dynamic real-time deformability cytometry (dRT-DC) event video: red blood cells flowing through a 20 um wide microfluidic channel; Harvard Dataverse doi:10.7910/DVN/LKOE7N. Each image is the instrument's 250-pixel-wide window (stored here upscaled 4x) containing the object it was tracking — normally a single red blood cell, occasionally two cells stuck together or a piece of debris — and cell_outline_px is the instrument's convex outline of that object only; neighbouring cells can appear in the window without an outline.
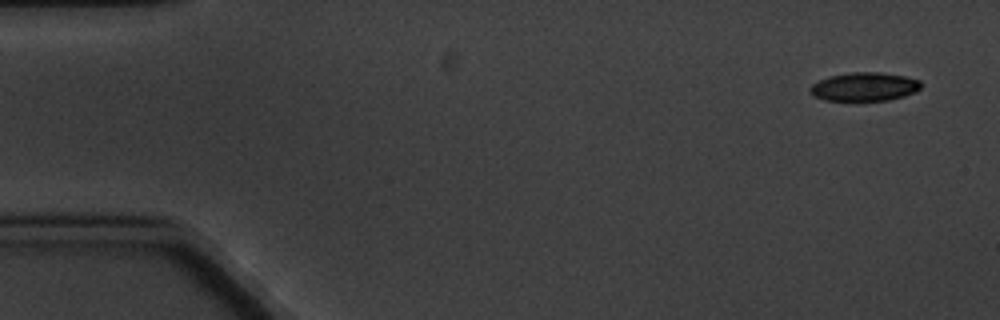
{"species": "common noctule bat (a hibernating species)", "species_latin": "Nyctalus noctula", "temperature_condition": "cold", "stored_images_in_passage": 10, "camera_frame_rate_fps": 3000, "um_per_image_px": 0.085, "animal": {"sex": "male", "body_mass_g": 20.1, "forearm_length_mm": 53.5}, "frame": {"image": 1, "passage_image": 1, "time_ms": 0.0, "image_size_px": [1000, 320], "cell_outline_px": [[920, 88], [916, 92], [904, 96], [888, 100], [824, 100], [812, 96], [808, 92], [808, 88], [812, 84], [828, 76], [852, 72], [880, 72], [904, 76], [920, 80]], "centroid_in_image_um": [73.43, 7.37], "position_along_channel_um": 11.6, "area_um2": 18.55}}
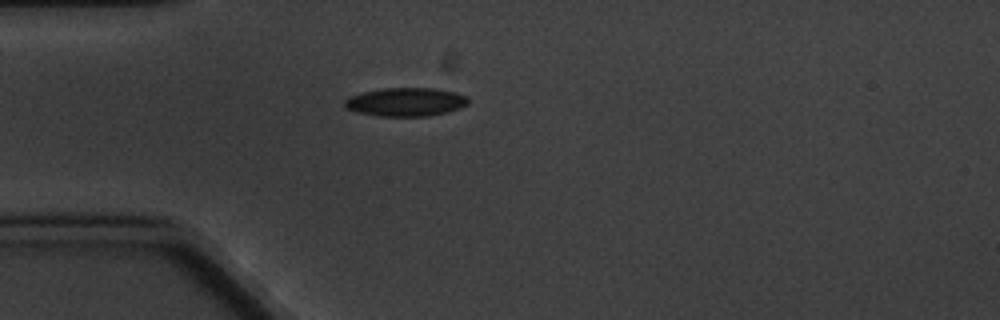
{"frame": {"image": 2, "passage_image": 4, "time_ms": 4.333, "image_size_px": [1000, 320], "cell_outline_px": [[468, 104], [460, 108], [448, 112], [428, 116], [376, 116], [356, 112], [348, 108], [344, 104], [344, 100], [348, 96], [364, 92], [384, 88], [436, 88], [456, 92], [468, 96]], "centroid_in_image_um": [34.51, 8.66], "position_along_channel_um": 50.5, "area_um2": 20.69}}